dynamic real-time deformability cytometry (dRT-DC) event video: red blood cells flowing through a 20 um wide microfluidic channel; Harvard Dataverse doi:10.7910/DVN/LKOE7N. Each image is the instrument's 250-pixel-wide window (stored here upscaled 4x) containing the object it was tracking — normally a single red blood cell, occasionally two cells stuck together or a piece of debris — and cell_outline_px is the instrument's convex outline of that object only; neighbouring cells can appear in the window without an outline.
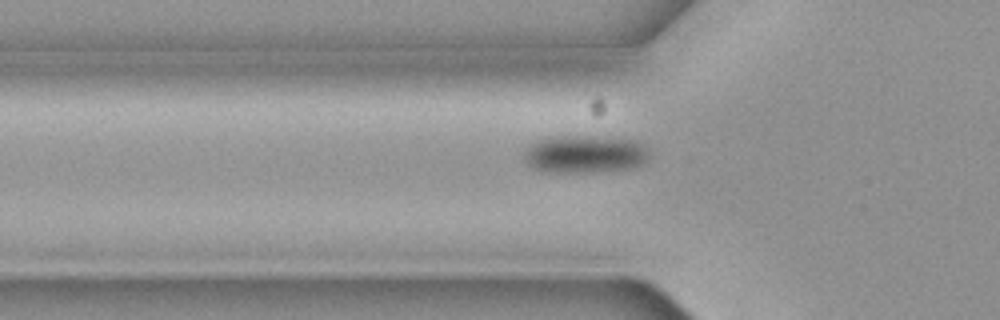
{"species": "common noctule bat (a hibernating species)", "species_latin": "Nyctalus noctula", "temperature_condition": "cold", "stored_images_in_passage": 12, "camera_frame_rate_fps": 3000, "um_per_image_px": 0.085, "animal": {"sex": "female", "body_mass_g": 19.3, "forearm_length_mm": 54.1}, "frame": {"image": 1, "passage_image": 6, "time_ms": 1.667, "image_size_px": [1000, 320], "cell_outline_px": [[648, 160], [640, 164], [628, 168], [596, 172], [540, 172], [528, 164], [524, 160], [524, 152], [536, 140], [552, 136], [588, 136], [636, 140], [648, 152]], "centroid_in_image_um": [49.65, 13.11], "position_along_channel_um": 76.1, "area_um2": 27.4}}
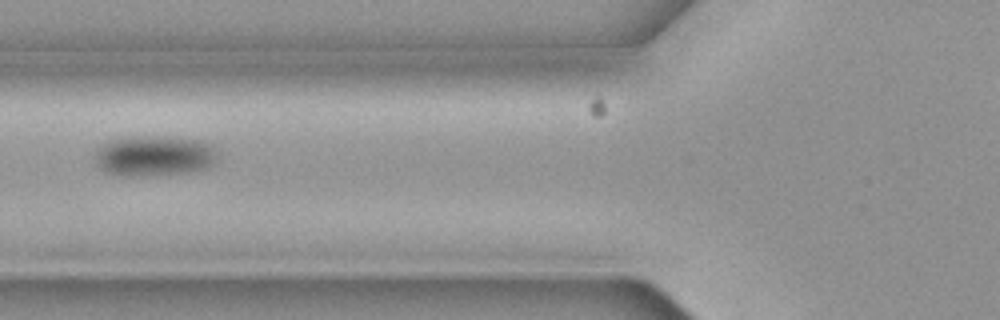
{"frame": {"image": 2, "passage_image": 7, "time_ms": 2.0, "image_size_px": [1000, 320], "cell_outline_px": [[216, 160], [212, 164], [204, 168], [184, 172], [132, 176], [124, 176], [104, 172], [96, 164], [96, 148], [108, 140], [152, 136], [156, 136], [200, 140], [208, 144], [216, 152]], "centroid_in_image_um": [13.05, 13.24], "position_along_channel_um": 112.8, "area_um2": 28.32}}
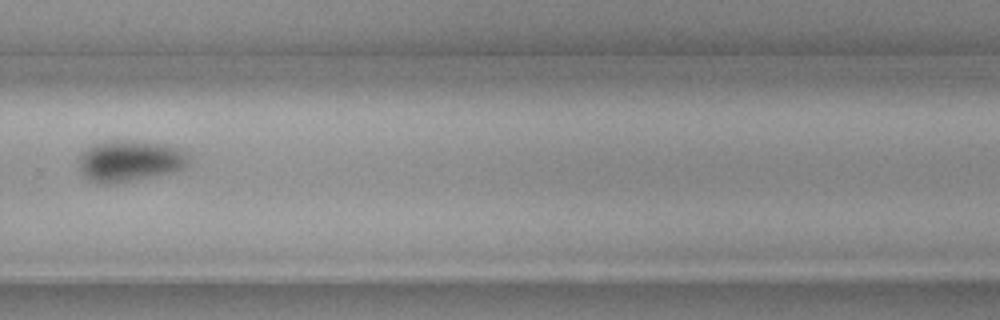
{"frame": {"image": 3, "passage_image": 12, "time_ms": 3.667, "image_size_px": [1000, 320], "cell_outline_px": [[192, 160], [184, 168], [168, 172], [116, 184], [104, 184], [88, 180], [76, 168], [76, 160], [80, 152], [92, 144], [112, 140], [116, 140], [168, 144], [180, 148], [188, 152]], "centroid_in_image_um": [10.97, 13.67], "position_along_channel_um": 318.8, "area_um2": 26.99}}